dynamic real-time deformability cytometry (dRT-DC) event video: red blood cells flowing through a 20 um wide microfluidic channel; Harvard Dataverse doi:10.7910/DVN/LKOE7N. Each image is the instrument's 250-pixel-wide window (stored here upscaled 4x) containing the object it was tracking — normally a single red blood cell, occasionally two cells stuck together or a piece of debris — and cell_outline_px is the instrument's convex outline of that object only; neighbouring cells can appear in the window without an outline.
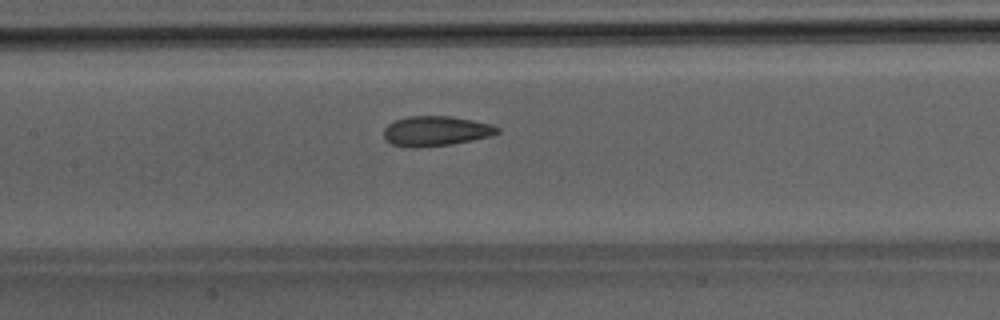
{"species": "Egyptian fruit bat (a non-hibernating species)", "species_latin": "Rousettus aegyptiacus", "temperature_condition": "room temperature", "stored_images_in_passage": 33, "camera_frame_rate_fps": 3000, "um_per_image_px": 0.085, "animal": {"sex": "male"}, "frame": {"image": 1, "passage_image": 8, "time_ms": 2.333, "image_size_px": [1000, 320], "cell_outline_px": [[500, 132], [492, 136], [452, 144], [416, 148], [412, 148], [392, 144], [384, 140], [384, 128], [388, 124], [396, 120], [408, 116], [452, 116], [492, 124], [500, 128]], "centroid_in_image_um": [37.05, 11.14], "position_along_channel_um": 170.3, "area_um2": 20.0}}
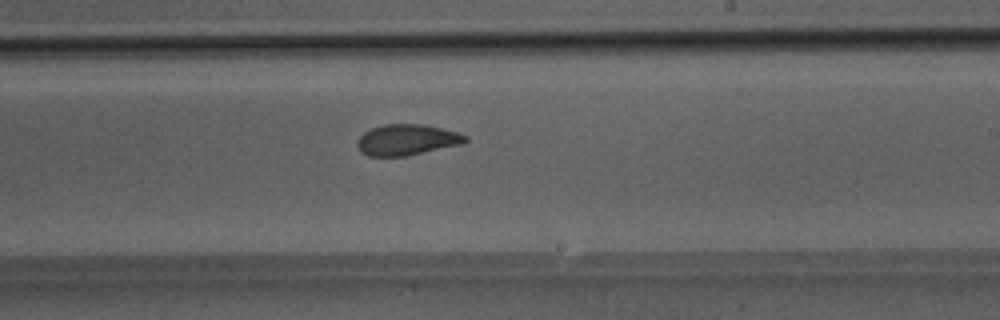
{"frame": {"image": 2, "passage_image": 14, "time_ms": 4.333, "image_size_px": [1000, 320], "cell_outline_px": [[468, 140], [464, 144], [404, 156], [368, 156], [360, 152], [356, 144], [360, 136], [364, 132], [372, 128], [384, 124], [424, 124], [456, 132], [468, 136]], "centroid_in_image_um": [34.58, 11.88], "position_along_channel_um": 254.4, "area_um2": 19.48}}
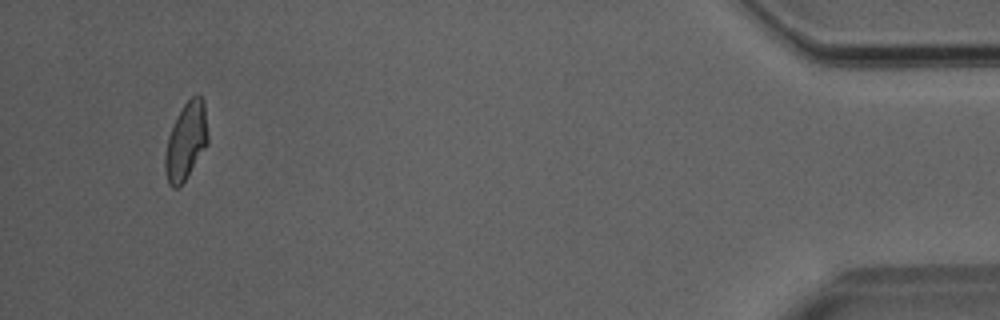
{"frame": {"image": 3, "passage_image": 31, "time_ms": 10.0, "image_size_px": [1000, 320], "cell_outline_px": [[208, 144], [180, 188], [172, 188], [168, 184], [164, 168], [164, 156], [168, 136], [184, 104], [196, 92], [200, 92], [204, 100], [208, 132]], "centroid_in_image_um": [15.82, 12.0], "position_along_channel_um": 419.4, "area_um2": 19.54}}